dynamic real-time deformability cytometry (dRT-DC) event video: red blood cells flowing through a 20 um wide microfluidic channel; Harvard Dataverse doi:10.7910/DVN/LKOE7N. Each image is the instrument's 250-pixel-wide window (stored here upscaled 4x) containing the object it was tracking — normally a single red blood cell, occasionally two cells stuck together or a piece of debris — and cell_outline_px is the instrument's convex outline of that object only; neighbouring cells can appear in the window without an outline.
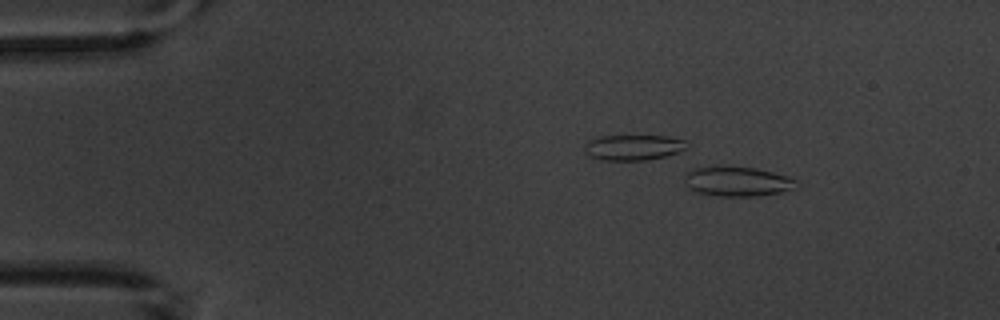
{"species": "common noctule bat (a hibernating species)", "species_latin": "Nyctalus noctula", "temperature_condition": "warm", "stored_images_in_passage": 15, "camera_frame_rate_fps": 3000, "um_per_image_px": 0.085, "animal": {"sex": "male", "body_mass_g": 20.1, "forearm_length_mm": 53.5}, "frame": {"image": 1, "passage_image": 3, "time_ms": 2.333, "image_size_px": [1000, 320], "cell_outline_px": [[800, 188], [780, 192], [756, 196], [720, 196], [700, 192], [684, 184], [684, 176], [692, 168], [756, 168], [788, 176], [796, 180]], "centroid_in_image_um": [62.75, 15.45], "position_along_channel_um": 22.2, "area_um2": 18.84}}
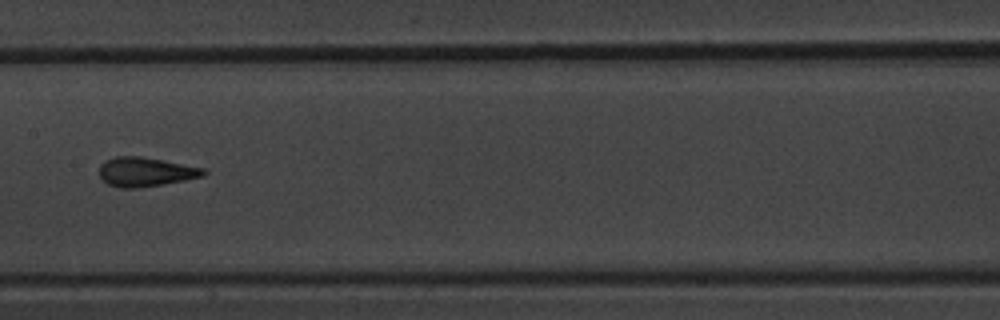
{"frame": {"image": 2, "passage_image": 8, "time_ms": 9.333, "image_size_px": [1000, 320], "cell_outline_px": [[208, 172], [204, 176], [184, 180], [136, 188], [120, 188], [108, 184], [100, 176], [100, 164], [104, 160], [116, 156], [140, 156], [204, 168]], "centroid_in_image_um": [12.35, 14.6], "position_along_channel_um": 195.0, "area_um2": 17.57}}
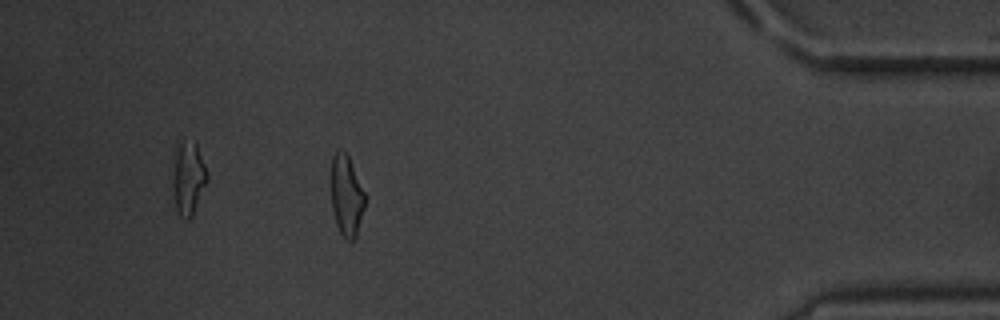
{"frame": {"image": 3, "passage_image": 14, "time_ms": 16.333, "image_size_px": [1000, 320], "cell_outline_px": [[368, 196], [356, 236], [352, 240], [348, 240], [340, 232], [336, 224], [332, 208], [328, 176], [332, 156], [340, 148], [348, 156]], "centroid_in_image_um": [29.43, 16.56], "position_along_channel_um": 405.8, "area_um2": 16.76}, "authors_computed_cell_mechanics": {"area_um2": 17.629, "velocity_mm_per_s": 3.6518, "shape_relaxation_time_tau1_ms": null, "shape_relaxation_time_tau2_ms": 1.0639, "deformation_change_tau1": null, "deformation_change_tau2": 0.0508}}